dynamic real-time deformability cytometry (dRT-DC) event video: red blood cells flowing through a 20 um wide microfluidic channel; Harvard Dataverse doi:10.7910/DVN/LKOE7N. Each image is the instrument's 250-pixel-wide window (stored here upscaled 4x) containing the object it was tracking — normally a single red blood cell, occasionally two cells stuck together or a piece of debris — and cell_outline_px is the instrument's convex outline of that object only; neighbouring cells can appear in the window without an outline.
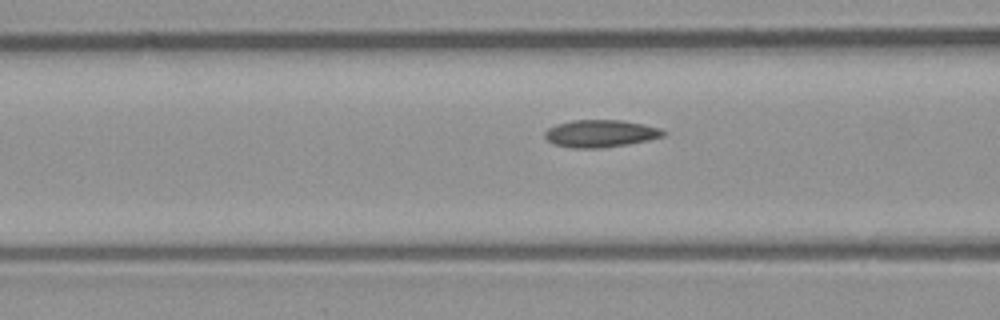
{"species": "common noctule bat (a hibernating species)", "species_latin": "Nyctalus noctula", "temperature_condition": "room temperature", "stored_images_in_passage": 37, "camera_frame_rate_fps": 3000, "um_per_image_px": 0.085, "animal": {"sex": "male", "body_mass_g": 23.1, "forearm_length_mm": 52.7}, "frame": {"image": 1, "passage_image": 17, "time_ms": 5.333, "image_size_px": [1000, 320], "cell_outline_px": [[668, 132], [664, 136], [648, 140], [628, 144], [600, 148], [572, 148], [556, 144], [548, 140], [544, 136], [544, 132], [548, 128], [556, 124], [572, 120], [620, 120], [644, 124], [660, 128]], "centroid_in_image_um": [51.06, 11.34], "position_along_channel_um": 115.5, "area_um2": 18.9}}
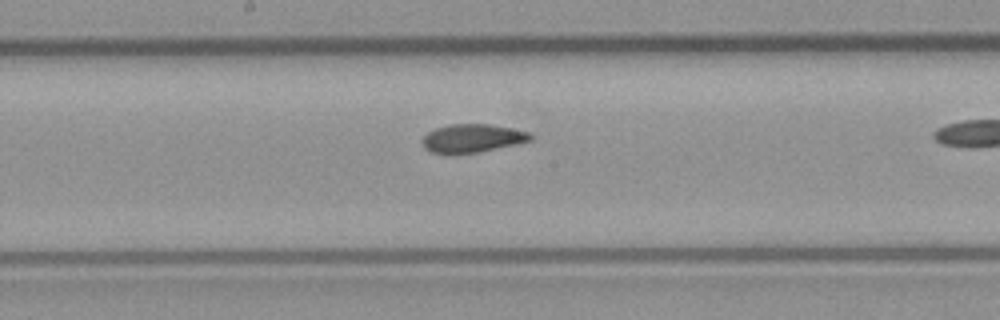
{"frame": {"image": 2, "passage_image": 24, "time_ms": 7.667, "image_size_px": [1000, 320], "cell_outline_px": [[532, 140], [516, 144], [476, 152], [432, 152], [424, 148], [420, 140], [428, 132], [436, 128], [448, 124], [488, 124], [512, 128], [528, 132], [532, 136]], "centroid_in_image_um": [40.13, 11.72], "position_along_channel_um": 208.1, "area_um2": 17.46}}
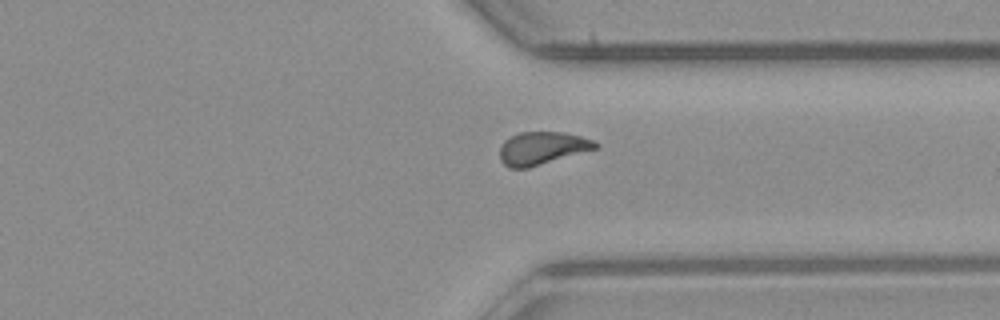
{"frame": {"image": 3, "passage_image": 36, "time_ms": 11.667, "image_size_px": [1000, 320], "cell_outline_px": [[600, 148], [528, 168], [508, 168], [500, 160], [500, 148], [504, 140], [520, 132], [560, 132], [580, 136], [592, 140], [600, 144]], "centroid_in_image_um": [46.1, 12.61], "position_along_channel_um": 365.3, "area_um2": 18.38}}